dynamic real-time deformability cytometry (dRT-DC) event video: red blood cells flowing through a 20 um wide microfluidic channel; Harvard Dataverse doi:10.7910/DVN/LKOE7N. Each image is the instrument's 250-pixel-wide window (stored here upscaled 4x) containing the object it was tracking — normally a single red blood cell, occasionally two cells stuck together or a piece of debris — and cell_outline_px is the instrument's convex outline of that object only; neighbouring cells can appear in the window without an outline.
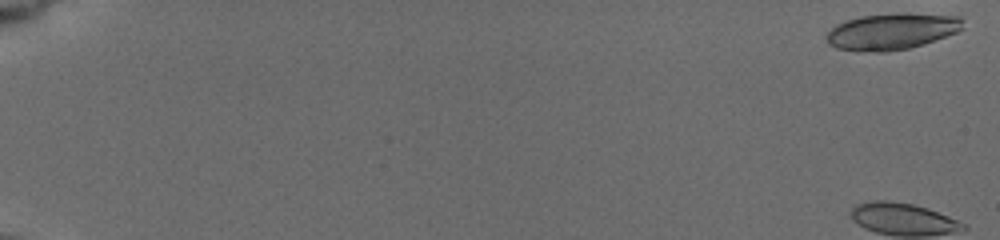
{"species": "common noctule bat (a hibernating species)", "species_latin": "Nyctalus noctula", "temperature_condition": "cold", "stored_images_in_passage": 3, "camera_frame_rate_fps": 3000, "um_per_image_px": 0.085, "animal": {"sex": "female", "body_mass_g": 19.5, "forearm_length_mm": 54.1}, "frame": {"image": 1, "passage_image": 2, "time_ms": 0.333, "image_size_px": [1000, 240], "cell_outline_px": [[964, 28], [956, 32], [908, 48], [888, 52], [876, 52], [836, 48], [828, 44], [828, 32], [836, 24], [860, 16], [960, 16], [964, 20]], "centroid_in_image_um": [75.76, 2.72], "position_along_channel_um": 9.2, "area_um2": 27.28}}